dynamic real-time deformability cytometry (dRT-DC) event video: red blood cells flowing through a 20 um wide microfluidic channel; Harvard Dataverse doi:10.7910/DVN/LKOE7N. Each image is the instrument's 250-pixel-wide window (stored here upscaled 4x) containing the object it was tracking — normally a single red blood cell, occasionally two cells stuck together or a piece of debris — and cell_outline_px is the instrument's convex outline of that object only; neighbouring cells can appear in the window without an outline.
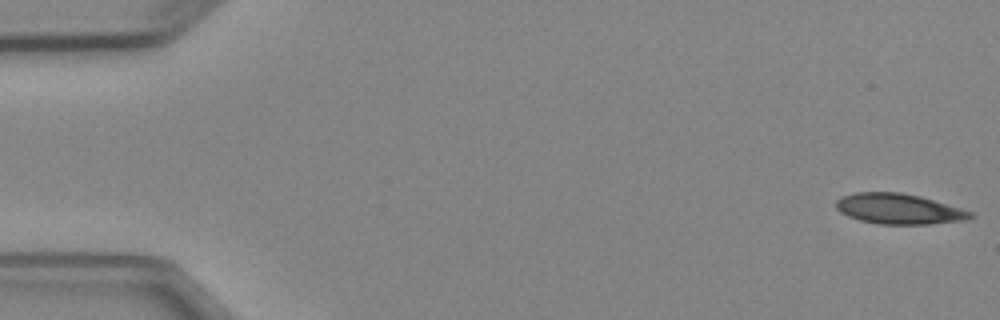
{"species": "Egyptian fruit bat (a non-hibernating species)", "species_latin": "Rousettus aegyptiacus", "temperature_condition": "cold", "stored_images_in_passage": 5, "camera_frame_rate_fps": 3000, "um_per_image_px": 0.085, "animal": {"sex": "female"}, "frame": {"image": 1, "passage_image": 1, "time_ms": 0.0, "image_size_px": [1000, 320], "cell_outline_px": [[976, 216], [968, 220], [928, 224], [880, 224], [860, 220], [848, 216], [840, 212], [836, 208], [836, 200], [844, 196], [856, 192], [900, 192], [920, 196], [960, 208], [972, 212]], "centroid_in_image_um": [76.42, 17.76], "position_along_channel_um": 8.6, "area_um2": 23.76}}
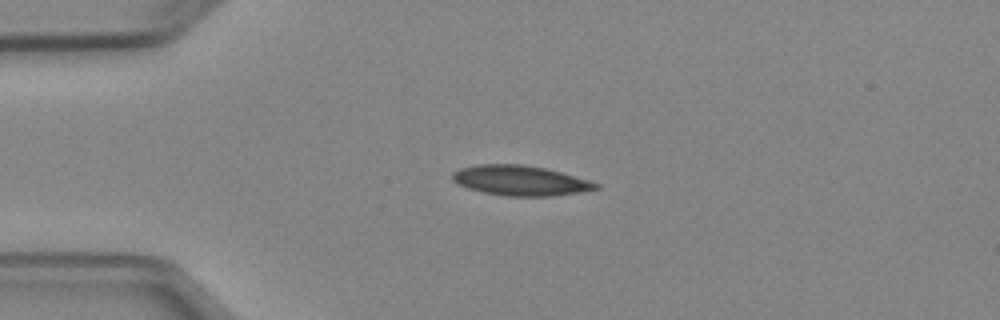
{"frame": {"image": 2, "passage_image": 4, "time_ms": 3.667, "image_size_px": [1000, 320], "cell_outline_px": [[600, 188], [580, 192], [552, 196], [504, 196], [484, 192], [468, 188], [456, 184], [452, 180], [452, 172], [460, 168], [480, 164], [524, 164], [544, 168], [560, 172], [588, 180], [600, 184]], "centroid_in_image_um": [44.2, 15.34], "position_along_channel_um": 40.8, "area_um2": 25.09}}